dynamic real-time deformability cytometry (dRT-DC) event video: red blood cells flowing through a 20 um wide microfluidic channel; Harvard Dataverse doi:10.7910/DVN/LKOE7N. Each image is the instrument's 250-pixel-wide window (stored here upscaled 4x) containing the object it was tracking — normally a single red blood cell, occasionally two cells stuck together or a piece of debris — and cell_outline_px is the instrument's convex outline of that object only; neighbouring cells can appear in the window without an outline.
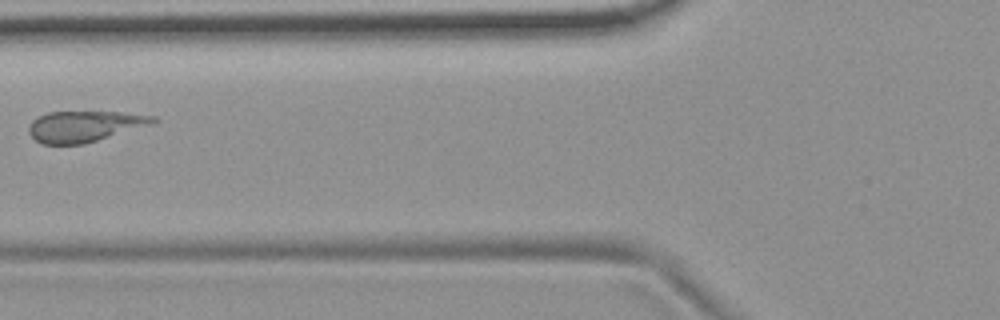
{"species": "common noctule bat (a hibernating species)", "species_latin": "Nyctalus noctula", "temperature_condition": "room temperature", "stored_images_in_passage": 8, "camera_frame_rate_fps": 3000, "um_per_image_px": 0.085, "animal": {"sex": "female", "body_mass_g": 19.9}, "frame": {"image": 1, "passage_image": 7, "time_ms": 2.0, "image_size_px": [1000, 320], "cell_outline_px": [[160, 120], [152, 124], [84, 144], [40, 144], [28, 132], [28, 128], [32, 120], [48, 112], [120, 112], [156, 116]], "centroid_in_image_um": [7.19, 10.73], "position_along_channel_um": 118.6, "area_um2": 22.31}}
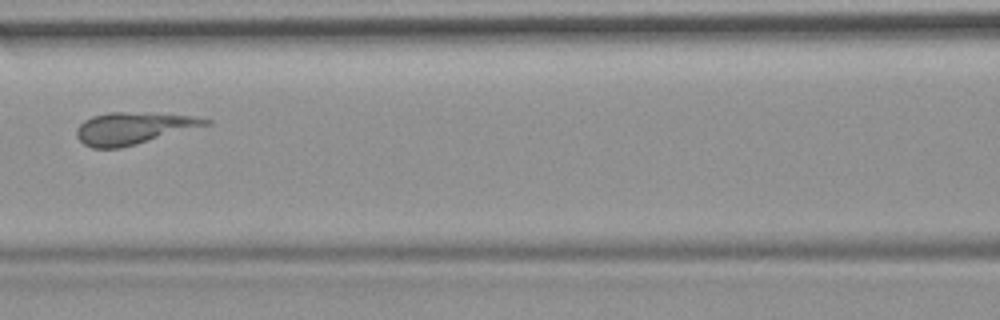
{"frame": {"image": 2, "passage_image": 8, "time_ms": 2.333, "image_size_px": [1000, 320], "cell_outline_px": [[212, 124], [136, 144], [120, 148], [92, 148], [84, 144], [76, 136], [76, 128], [84, 120], [92, 116], [108, 112], [124, 112], [188, 116], [212, 120]], "centroid_in_image_um": [11.28, 10.91], "position_along_channel_um": 155.3, "area_um2": 23.64}}